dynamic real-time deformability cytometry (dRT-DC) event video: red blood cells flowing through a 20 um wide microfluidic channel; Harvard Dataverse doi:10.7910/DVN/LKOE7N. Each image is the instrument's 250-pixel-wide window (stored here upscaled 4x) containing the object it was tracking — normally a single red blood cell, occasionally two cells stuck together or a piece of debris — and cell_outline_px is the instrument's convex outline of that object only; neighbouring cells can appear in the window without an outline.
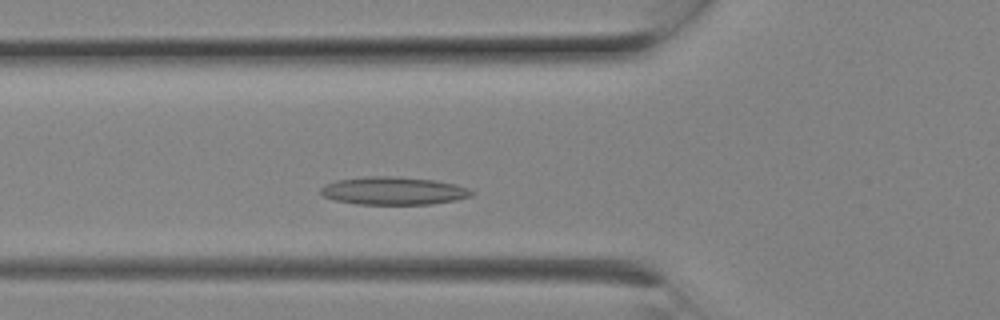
{"species": "Egyptian fruit bat (a non-hibernating species)", "species_latin": "Rousettus aegyptiacus", "temperature_condition": "room temperature", "stored_images_in_passage": 5, "camera_frame_rate_fps": 3000, "um_per_image_px": 0.085, "animal": {"sex": "female"}, "frame": {"image": 1, "passage_image": 5, "time_ms": 1.333, "image_size_px": [1000, 320], "cell_outline_px": [[476, 192], [468, 196], [456, 200], [432, 204], [356, 204], [336, 200], [324, 196], [320, 192], [320, 188], [324, 184], [336, 180], [364, 176], [396, 176], [432, 180], [456, 184], [468, 188]], "centroid_in_image_um": [33.42, 16.21], "position_along_channel_um": 92.4, "area_um2": 24.57}}